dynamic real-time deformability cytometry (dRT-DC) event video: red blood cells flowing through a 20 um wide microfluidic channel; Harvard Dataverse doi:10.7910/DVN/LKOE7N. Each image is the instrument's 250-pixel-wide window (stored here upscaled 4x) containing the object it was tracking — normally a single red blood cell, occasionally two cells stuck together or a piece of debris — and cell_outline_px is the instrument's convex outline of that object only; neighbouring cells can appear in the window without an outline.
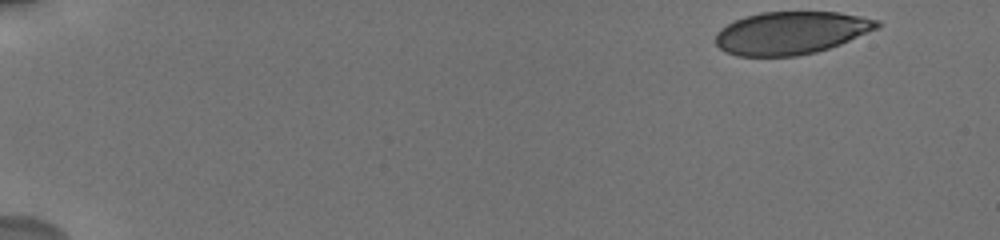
{"species": "human", "species_latin": "Homo sapiens", "temperature_condition": "cold", "stored_images_in_passage": 21, "camera_frame_rate_fps": 3000, "um_per_image_px": 0.085, "donor": {"sex": "male"}, "frame": {"image": 1, "passage_image": 1, "time_ms": 0.0, "image_size_px": [1000, 240], "cell_outline_px": [[880, 28], [840, 44], [816, 52], [796, 56], [736, 56], [724, 52], [716, 44], [716, 32], [720, 28], [744, 16], [760, 12], [840, 12], [880, 20]], "centroid_in_image_um": [67.24, 2.79], "position_along_channel_um": 17.8, "area_um2": 40.4}}
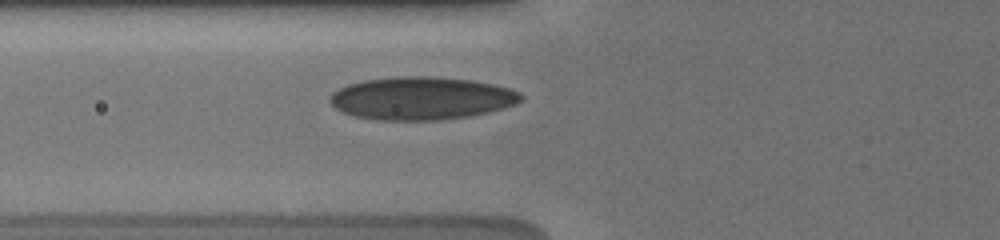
{"frame": {"image": 2, "passage_image": 14, "time_ms": 6.0, "image_size_px": [1000, 240], "cell_outline_px": [[524, 100], [516, 104], [504, 108], [488, 112], [468, 116], [436, 120], [380, 120], [352, 116], [336, 108], [328, 100], [328, 96], [332, 92], [348, 84], [364, 80], [404, 76], [428, 76], [472, 80], [492, 84], [508, 88], [520, 92], [524, 96]], "centroid_in_image_um": [35.82, 8.35], "position_along_channel_um": 90.0, "area_um2": 47.74}}
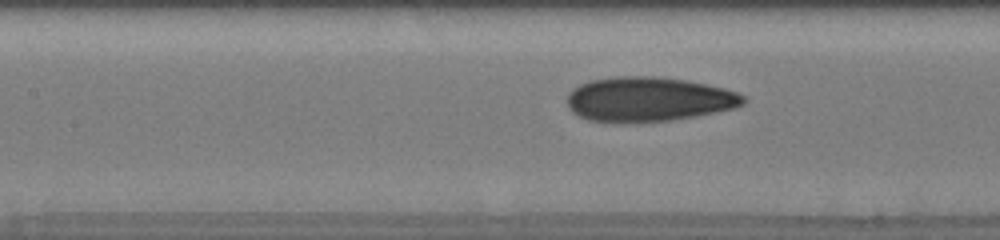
{"frame": {"image": 3, "passage_image": 19, "time_ms": 7.667, "image_size_px": [1000, 240], "cell_outline_px": [[748, 100], [744, 104], [736, 108], [696, 116], [672, 120], [636, 124], [616, 124], [588, 120], [572, 112], [568, 108], [568, 92], [572, 88], [580, 84], [592, 80], [616, 76], [656, 76], [684, 80], [724, 88], [736, 92], [744, 96]], "centroid_in_image_um": [55.1, 8.47], "position_along_channel_um": 152.3, "area_um2": 46.53}}